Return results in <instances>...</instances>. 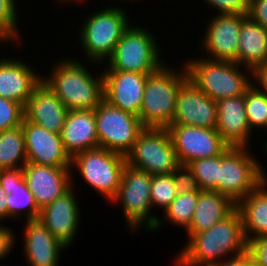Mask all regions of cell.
Masks as SVG:
<instances>
[{
  "instance_id": "cell-23",
  "label": "cell",
  "mask_w": 267,
  "mask_h": 266,
  "mask_svg": "<svg viewBox=\"0 0 267 266\" xmlns=\"http://www.w3.org/2000/svg\"><path fill=\"white\" fill-rule=\"evenodd\" d=\"M60 137L70 158L99 147L94 110L68 111Z\"/></svg>"
},
{
  "instance_id": "cell-5",
  "label": "cell",
  "mask_w": 267,
  "mask_h": 266,
  "mask_svg": "<svg viewBox=\"0 0 267 266\" xmlns=\"http://www.w3.org/2000/svg\"><path fill=\"white\" fill-rule=\"evenodd\" d=\"M100 9L89 14L78 30L84 57L92 65L102 64L113 55L117 42L131 25L124 8L110 5Z\"/></svg>"
},
{
  "instance_id": "cell-13",
  "label": "cell",
  "mask_w": 267,
  "mask_h": 266,
  "mask_svg": "<svg viewBox=\"0 0 267 266\" xmlns=\"http://www.w3.org/2000/svg\"><path fill=\"white\" fill-rule=\"evenodd\" d=\"M246 16L247 14H217L209 18L210 22L207 23L199 45L207 53L206 59L238 63L239 34Z\"/></svg>"
},
{
  "instance_id": "cell-29",
  "label": "cell",
  "mask_w": 267,
  "mask_h": 266,
  "mask_svg": "<svg viewBox=\"0 0 267 266\" xmlns=\"http://www.w3.org/2000/svg\"><path fill=\"white\" fill-rule=\"evenodd\" d=\"M199 192L177 194L176 198L170 203L169 207L163 212V218H158L157 224L151 232L162 226V223H171L174 226H181L185 231L190 227L194 210L196 208ZM169 221V222H168Z\"/></svg>"
},
{
  "instance_id": "cell-9",
  "label": "cell",
  "mask_w": 267,
  "mask_h": 266,
  "mask_svg": "<svg viewBox=\"0 0 267 266\" xmlns=\"http://www.w3.org/2000/svg\"><path fill=\"white\" fill-rule=\"evenodd\" d=\"M125 166V156L97 147L73 156L70 168L75 167L83 181L110 203L117 194Z\"/></svg>"
},
{
  "instance_id": "cell-17",
  "label": "cell",
  "mask_w": 267,
  "mask_h": 266,
  "mask_svg": "<svg viewBox=\"0 0 267 266\" xmlns=\"http://www.w3.org/2000/svg\"><path fill=\"white\" fill-rule=\"evenodd\" d=\"M27 162L51 167H70L71 158L60 134L53 133L23 118Z\"/></svg>"
},
{
  "instance_id": "cell-24",
  "label": "cell",
  "mask_w": 267,
  "mask_h": 266,
  "mask_svg": "<svg viewBox=\"0 0 267 266\" xmlns=\"http://www.w3.org/2000/svg\"><path fill=\"white\" fill-rule=\"evenodd\" d=\"M236 208V204L227 196L214 190H201L196 208L186 230L188 239L218 223Z\"/></svg>"
},
{
  "instance_id": "cell-7",
  "label": "cell",
  "mask_w": 267,
  "mask_h": 266,
  "mask_svg": "<svg viewBox=\"0 0 267 266\" xmlns=\"http://www.w3.org/2000/svg\"><path fill=\"white\" fill-rule=\"evenodd\" d=\"M151 183L152 175L126 164L121 184L111 203L120 202L123 218L130 233L137 232L142 227L150 232L157 224L159 217L151 213L153 211L150 199Z\"/></svg>"
},
{
  "instance_id": "cell-16",
  "label": "cell",
  "mask_w": 267,
  "mask_h": 266,
  "mask_svg": "<svg viewBox=\"0 0 267 266\" xmlns=\"http://www.w3.org/2000/svg\"><path fill=\"white\" fill-rule=\"evenodd\" d=\"M216 123V101L187 79L179 88L171 125L216 128Z\"/></svg>"
},
{
  "instance_id": "cell-45",
  "label": "cell",
  "mask_w": 267,
  "mask_h": 266,
  "mask_svg": "<svg viewBox=\"0 0 267 266\" xmlns=\"http://www.w3.org/2000/svg\"><path fill=\"white\" fill-rule=\"evenodd\" d=\"M264 128H265V131H266V129H267V124H266V126H265ZM264 143H265V144H264L265 146H263V147H265V149H266V150H264V151L267 152V140H266V142H264Z\"/></svg>"
},
{
  "instance_id": "cell-6",
  "label": "cell",
  "mask_w": 267,
  "mask_h": 266,
  "mask_svg": "<svg viewBox=\"0 0 267 266\" xmlns=\"http://www.w3.org/2000/svg\"><path fill=\"white\" fill-rule=\"evenodd\" d=\"M141 26H129L117 42L104 70L152 74L166 62L162 60L156 38ZM160 50V52H159Z\"/></svg>"
},
{
  "instance_id": "cell-8",
  "label": "cell",
  "mask_w": 267,
  "mask_h": 266,
  "mask_svg": "<svg viewBox=\"0 0 267 266\" xmlns=\"http://www.w3.org/2000/svg\"><path fill=\"white\" fill-rule=\"evenodd\" d=\"M249 149L229 146L220 154L219 193L235 204L264 181V166Z\"/></svg>"
},
{
  "instance_id": "cell-33",
  "label": "cell",
  "mask_w": 267,
  "mask_h": 266,
  "mask_svg": "<svg viewBox=\"0 0 267 266\" xmlns=\"http://www.w3.org/2000/svg\"><path fill=\"white\" fill-rule=\"evenodd\" d=\"M177 191L173 182L172 174L152 175L150 199L152 208H163L165 211L170 203L176 198Z\"/></svg>"
},
{
  "instance_id": "cell-20",
  "label": "cell",
  "mask_w": 267,
  "mask_h": 266,
  "mask_svg": "<svg viewBox=\"0 0 267 266\" xmlns=\"http://www.w3.org/2000/svg\"><path fill=\"white\" fill-rule=\"evenodd\" d=\"M216 130L232 147H249L252 130L247 121L245 95L216 101Z\"/></svg>"
},
{
  "instance_id": "cell-18",
  "label": "cell",
  "mask_w": 267,
  "mask_h": 266,
  "mask_svg": "<svg viewBox=\"0 0 267 266\" xmlns=\"http://www.w3.org/2000/svg\"><path fill=\"white\" fill-rule=\"evenodd\" d=\"M74 185L62 196L40 210L39 220L66 249L72 245L81 222Z\"/></svg>"
},
{
  "instance_id": "cell-39",
  "label": "cell",
  "mask_w": 267,
  "mask_h": 266,
  "mask_svg": "<svg viewBox=\"0 0 267 266\" xmlns=\"http://www.w3.org/2000/svg\"><path fill=\"white\" fill-rule=\"evenodd\" d=\"M11 230L12 229L5 226V224H3V226L0 224V261L2 260V258L9 256L8 254L13 252V245H16V238H14L15 232H13L14 230ZM0 266L6 265L0 264Z\"/></svg>"
},
{
  "instance_id": "cell-38",
  "label": "cell",
  "mask_w": 267,
  "mask_h": 266,
  "mask_svg": "<svg viewBox=\"0 0 267 266\" xmlns=\"http://www.w3.org/2000/svg\"><path fill=\"white\" fill-rule=\"evenodd\" d=\"M247 16L267 29V0H249Z\"/></svg>"
},
{
  "instance_id": "cell-21",
  "label": "cell",
  "mask_w": 267,
  "mask_h": 266,
  "mask_svg": "<svg viewBox=\"0 0 267 266\" xmlns=\"http://www.w3.org/2000/svg\"><path fill=\"white\" fill-rule=\"evenodd\" d=\"M68 109L57 95L42 82L24 106V118L53 133H61Z\"/></svg>"
},
{
  "instance_id": "cell-26",
  "label": "cell",
  "mask_w": 267,
  "mask_h": 266,
  "mask_svg": "<svg viewBox=\"0 0 267 266\" xmlns=\"http://www.w3.org/2000/svg\"><path fill=\"white\" fill-rule=\"evenodd\" d=\"M265 63H267V29L246 16L239 34L238 64L254 70Z\"/></svg>"
},
{
  "instance_id": "cell-46",
  "label": "cell",
  "mask_w": 267,
  "mask_h": 266,
  "mask_svg": "<svg viewBox=\"0 0 267 266\" xmlns=\"http://www.w3.org/2000/svg\"><path fill=\"white\" fill-rule=\"evenodd\" d=\"M85 0H74L73 2H75V3H78V4H80V3H82V2H84ZM127 1V0H126Z\"/></svg>"
},
{
  "instance_id": "cell-14",
  "label": "cell",
  "mask_w": 267,
  "mask_h": 266,
  "mask_svg": "<svg viewBox=\"0 0 267 266\" xmlns=\"http://www.w3.org/2000/svg\"><path fill=\"white\" fill-rule=\"evenodd\" d=\"M70 167H51L27 162L20 173L33 194L39 210L52 203L72 187Z\"/></svg>"
},
{
  "instance_id": "cell-31",
  "label": "cell",
  "mask_w": 267,
  "mask_h": 266,
  "mask_svg": "<svg viewBox=\"0 0 267 266\" xmlns=\"http://www.w3.org/2000/svg\"><path fill=\"white\" fill-rule=\"evenodd\" d=\"M245 107L250 129H264L267 124V96L253 85L245 93Z\"/></svg>"
},
{
  "instance_id": "cell-30",
  "label": "cell",
  "mask_w": 267,
  "mask_h": 266,
  "mask_svg": "<svg viewBox=\"0 0 267 266\" xmlns=\"http://www.w3.org/2000/svg\"><path fill=\"white\" fill-rule=\"evenodd\" d=\"M198 180L201 190L219 193L220 155L202 158L188 164Z\"/></svg>"
},
{
  "instance_id": "cell-10",
  "label": "cell",
  "mask_w": 267,
  "mask_h": 266,
  "mask_svg": "<svg viewBox=\"0 0 267 266\" xmlns=\"http://www.w3.org/2000/svg\"><path fill=\"white\" fill-rule=\"evenodd\" d=\"M125 158L128 166L150 175L172 174L180 165L167 128H145Z\"/></svg>"
},
{
  "instance_id": "cell-4",
  "label": "cell",
  "mask_w": 267,
  "mask_h": 266,
  "mask_svg": "<svg viewBox=\"0 0 267 266\" xmlns=\"http://www.w3.org/2000/svg\"><path fill=\"white\" fill-rule=\"evenodd\" d=\"M166 65L147 78L138 116L145 128H168L171 125L179 88L188 79L184 64L179 70Z\"/></svg>"
},
{
  "instance_id": "cell-11",
  "label": "cell",
  "mask_w": 267,
  "mask_h": 266,
  "mask_svg": "<svg viewBox=\"0 0 267 266\" xmlns=\"http://www.w3.org/2000/svg\"><path fill=\"white\" fill-rule=\"evenodd\" d=\"M99 147L126 156L145 129L139 117L104 99L94 110Z\"/></svg>"
},
{
  "instance_id": "cell-43",
  "label": "cell",
  "mask_w": 267,
  "mask_h": 266,
  "mask_svg": "<svg viewBox=\"0 0 267 266\" xmlns=\"http://www.w3.org/2000/svg\"><path fill=\"white\" fill-rule=\"evenodd\" d=\"M249 266H260L255 261L252 260V257L250 254H249Z\"/></svg>"
},
{
  "instance_id": "cell-3",
  "label": "cell",
  "mask_w": 267,
  "mask_h": 266,
  "mask_svg": "<svg viewBox=\"0 0 267 266\" xmlns=\"http://www.w3.org/2000/svg\"><path fill=\"white\" fill-rule=\"evenodd\" d=\"M184 62L188 79L214 101L245 95L253 86V70L243 67V71L236 62L213 61L204 56Z\"/></svg>"
},
{
  "instance_id": "cell-41",
  "label": "cell",
  "mask_w": 267,
  "mask_h": 266,
  "mask_svg": "<svg viewBox=\"0 0 267 266\" xmlns=\"http://www.w3.org/2000/svg\"><path fill=\"white\" fill-rule=\"evenodd\" d=\"M214 266H249V253L248 251L237 256L228 257L223 262Z\"/></svg>"
},
{
  "instance_id": "cell-19",
  "label": "cell",
  "mask_w": 267,
  "mask_h": 266,
  "mask_svg": "<svg viewBox=\"0 0 267 266\" xmlns=\"http://www.w3.org/2000/svg\"><path fill=\"white\" fill-rule=\"evenodd\" d=\"M26 63L19 58H0V97L23 107L43 80V76Z\"/></svg>"
},
{
  "instance_id": "cell-1",
  "label": "cell",
  "mask_w": 267,
  "mask_h": 266,
  "mask_svg": "<svg viewBox=\"0 0 267 266\" xmlns=\"http://www.w3.org/2000/svg\"><path fill=\"white\" fill-rule=\"evenodd\" d=\"M176 257V266H214L226 256L247 251L242 218L235 208L229 215L208 230L193 234Z\"/></svg>"
},
{
  "instance_id": "cell-36",
  "label": "cell",
  "mask_w": 267,
  "mask_h": 266,
  "mask_svg": "<svg viewBox=\"0 0 267 266\" xmlns=\"http://www.w3.org/2000/svg\"><path fill=\"white\" fill-rule=\"evenodd\" d=\"M216 14H248L249 0H204Z\"/></svg>"
},
{
  "instance_id": "cell-40",
  "label": "cell",
  "mask_w": 267,
  "mask_h": 266,
  "mask_svg": "<svg viewBox=\"0 0 267 266\" xmlns=\"http://www.w3.org/2000/svg\"><path fill=\"white\" fill-rule=\"evenodd\" d=\"M253 79H256L255 82L258 86L254 82L253 85L267 96V63L259 65L253 70Z\"/></svg>"
},
{
  "instance_id": "cell-37",
  "label": "cell",
  "mask_w": 267,
  "mask_h": 266,
  "mask_svg": "<svg viewBox=\"0 0 267 266\" xmlns=\"http://www.w3.org/2000/svg\"><path fill=\"white\" fill-rule=\"evenodd\" d=\"M247 251L258 265L267 266V236L250 240Z\"/></svg>"
},
{
  "instance_id": "cell-34",
  "label": "cell",
  "mask_w": 267,
  "mask_h": 266,
  "mask_svg": "<svg viewBox=\"0 0 267 266\" xmlns=\"http://www.w3.org/2000/svg\"><path fill=\"white\" fill-rule=\"evenodd\" d=\"M24 107L13 100L0 97V132L22 125Z\"/></svg>"
},
{
  "instance_id": "cell-35",
  "label": "cell",
  "mask_w": 267,
  "mask_h": 266,
  "mask_svg": "<svg viewBox=\"0 0 267 266\" xmlns=\"http://www.w3.org/2000/svg\"><path fill=\"white\" fill-rule=\"evenodd\" d=\"M173 182L177 194L200 192L198 180L188 165L180 164L173 172Z\"/></svg>"
},
{
  "instance_id": "cell-27",
  "label": "cell",
  "mask_w": 267,
  "mask_h": 266,
  "mask_svg": "<svg viewBox=\"0 0 267 266\" xmlns=\"http://www.w3.org/2000/svg\"><path fill=\"white\" fill-rule=\"evenodd\" d=\"M3 189L7 194V219H18L24 212L26 220L39 219L40 210L20 172L3 174Z\"/></svg>"
},
{
  "instance_id": "cell-32",
  "label": "cell",
  "mask_w": 267,
  "mask_h": 266,
  "mask_svg": "<svg viewBox=\"0 0 267 266\" xmlns=\"http://www.w3.org/2000/svg\"><path fill=\"white\" fill-rule=\"evenodd\" d=\"M17 3L15 0H0V42L2 44H12L16 46L21 42L22 36L19 32Z\"/></svg>"
},
{
  "instance_id": "cell-22",
  "label": "cell",
  "mask_w": 267,
  "mask_h": 266,
  "mask_svg": "<svg viewBox=\"0 0 267 266\" xmlns=\"http://www.w3.org/2000/svg\"><path fill=\"white\" fill-rule=\"evenodd\" d=\"M25 223L23 250L27 264L30 266H58L61 259L60 253L66 250V247L39 219H25Z\"/></svg>"
},
{
  "instance_id": "cell-15",
  "label": "cell",
  "mask_w": 267,
  "mask_h": 266,
  "mask_svg": "<svg viewBox=\"0 0 267 266\" xmlns=\"http://www.w3.org/2000/svg\"><path fill=\"white\" fill-rule=\"evenodd\" d=\"M104 100L111 105L139 116L147 78L150 74L104 70Z\"/></svg>"
},
{
  "instance_id": "cell-28",
  "label": "cell",
  "mask_w": 267,
  "mask_h": 266,
  "mask_svg": "<svg viewBox=\"0 0 267 266\" xmlns=\"http://www.w3.org/2000/svg\"><path fill=\"white\" fill-rule=\"evenodd\" d=\"M26 163L25 135L22 126L1 131L0 175L20 172Z\"/></svg>"
},
{
  "instance_id": "cell-12",
  "label": "cell",
  "mask_w": 267,
  "mask_h": 266,
  "mask_svg": "<svg viewBox=\"0 0 267 266\" xmlns=\"http://www.w3.org/2000/svg\"><path fill=\"white\" fill-rule=\"evenodd\" d=\"M168 132L180 164L222 154L229 145L216 128H202L192 125H170Z\"/></svg>"
},
{
  "instance_id": "cell-2",
  "label": "cell",
  "mask_w": 267,
  "mask_h": 266,
  "mask_svg": "<svg viewBox=\"0 0 267 266\" xmlns=\"http://www.w3.org/2000/svg\"><path fill=\"white\" fill-rule=\"evenodd\" d=\"M59 61V62H57ZM43 81L57 95L68 111L95 110L104 99L103 73L93 75L75 58L58 59Z\"/></svg>"
},
{
  "instance_id": "cell-42",
  "label": "cell",
  "mask_w": 267,
  "mask_h": 266,
  "mask_svg": "<svg viewBox=\"0 0 267 266\" xmlns=\"http://www.w3.org/2000/svg\"><path fill=\"white\" fill-rule=\"evenodd\" d=\"M7 194L3 189V174L0 175V221L7 220ZM5 218V219H4Z\"/></svg>"
},
{
  "instance_id": "cell-44",
  "label": "cell",
  "mask_w": 267,
  "mask_h": 266,
  "mask_svg": "<svg viewBox=\"0 0 267 266\" xmlns=\"http://www.w3.org/2000/svg\"><path fill=\"white\" fill-rule=\"evenodd\" d=\"M55 1H59V2H61V4H62V3L66 4V2H67V3H72V4H73V1H74V0H55Z\"/></svg>"
},
{
  "instance_id": "cell-25",
  "label": "cell",
  "mask_w": 267,
  "mask_h": 266,
  "mask_svg": "<svg viewBox=\"0 0 267 266\" xmlns=\"http://www.w3.org/2000/svg\"><path fill=\"white\" fill-rule=\"evenodd\" d=\"M242 218L247 243L267 236V174L264 181L236 204Z\"/></svg>"
}]
</instances>
